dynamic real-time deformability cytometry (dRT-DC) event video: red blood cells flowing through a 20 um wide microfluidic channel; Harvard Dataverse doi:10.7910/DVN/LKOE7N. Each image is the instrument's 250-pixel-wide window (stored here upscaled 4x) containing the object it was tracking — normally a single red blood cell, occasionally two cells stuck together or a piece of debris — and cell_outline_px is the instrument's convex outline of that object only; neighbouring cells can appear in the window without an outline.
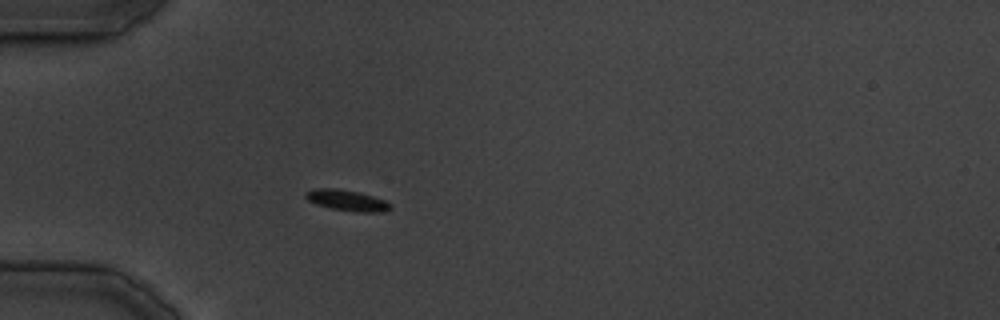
{"species": "common noctule bat (a hibernating species)", "species_latin": "Nyctalus noctula", "temperature_condition": "cold", "stored_images_in_passage": 34, "camera_frame_rate_fps": 3000, "um_per_image_px": 0.085, "animal": {"sex": "male", "body_mass_g": 19.5, "forearm_length_mm": 54.6}, "frame": {"image": 1, "passage_image": 8, "time_ms": 10.667, "image_size_px": [1000, 320], "cell_outline_px": [[392, 208], [384, 212], [356, 212], [332, 208], [316, 204], [308, 200], [304, 196], [304, 192], [316, 188], [336, 188], [360, 192], [384, 200], [392, 204]], "centroid_in_image_um": [29.5, 17.03], "position_along_channel_um": 55.5, "area_um2": 10.4}}